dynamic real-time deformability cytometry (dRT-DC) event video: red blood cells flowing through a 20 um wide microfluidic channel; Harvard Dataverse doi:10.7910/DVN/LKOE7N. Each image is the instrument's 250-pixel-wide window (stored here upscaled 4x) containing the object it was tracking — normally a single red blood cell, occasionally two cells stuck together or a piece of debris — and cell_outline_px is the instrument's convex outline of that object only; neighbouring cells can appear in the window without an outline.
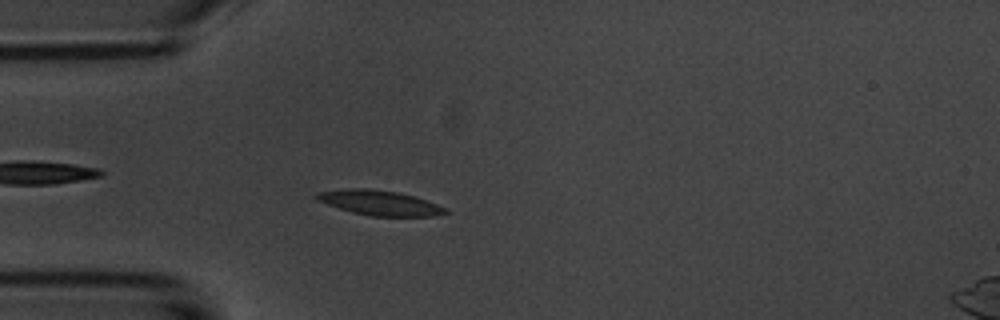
{"species": "common noctule bat (a hibernating species)", "species_latin": "Nyctalus noctula", "temperature_condition": "room temperature", "stored_images_in_passage": 4, "camera_frame_rate_fps": 3000, "um_per_image_px": 0.085, "animal": {"sex": "male", "body_mass_g": 20.1, "forearm_length_mm": 53.5}, "frame": {"image": 1, "passage_image": 4, "time_ms": 3.333, "image_size_px": [1000, 320], "cell_outline_px": [[448, 212], [432, 216], [372, 216], [352, 212], [316, 200], [312, 196], [316, 192], [348, 188], [368, 188], [396, 192], [412, 196], [448, 208]], "centroid_in_image_um": [32.21, 17.23], "position_along_channel_um": 52.8, "area_um2": 18.5}}